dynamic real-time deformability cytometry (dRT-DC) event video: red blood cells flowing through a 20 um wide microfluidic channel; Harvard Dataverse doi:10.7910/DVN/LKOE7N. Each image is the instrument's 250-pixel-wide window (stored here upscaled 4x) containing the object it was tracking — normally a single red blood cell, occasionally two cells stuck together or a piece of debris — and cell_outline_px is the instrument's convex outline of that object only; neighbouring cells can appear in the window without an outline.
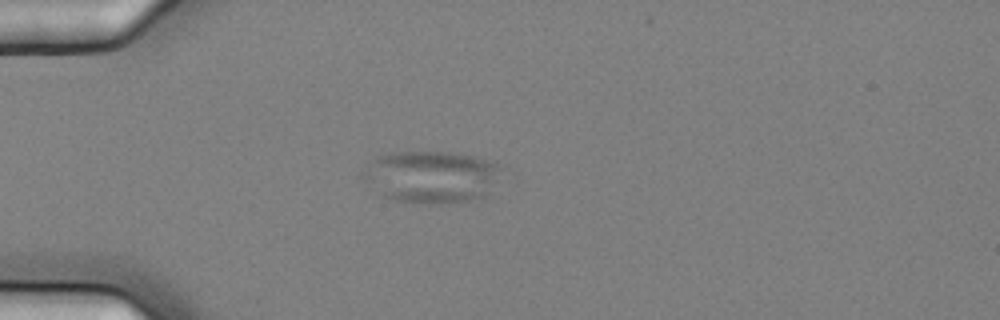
{"species": "common noctule bat (a hibernating species)", "species_latin": "Nyctalus noctula", "temperature_condition": "cold", "stored_images_in_passage": 7, "camera_frame_rate_fps": 3000, "um_per_image_px": 0.085, "animal": {"sex": "female", "body_mass_g": 25.1}, "frame": {"image": 1, "passage_image": 4, "time_ms": 1.0, "image_size_px": [1000, 320], "cell_outline_px": [[500, 168], [484, 196], [464, 200], [436, 204], [420, 204], [396, 200], [384, 196], [376, 168], [376, 156], [388, 152], [452, 152], [472, 156], [496, 164]], "centroid_in_image_um": [36.88, 15.01], "position_along_channel_um": 48.1, "area_um2": 38.38}}
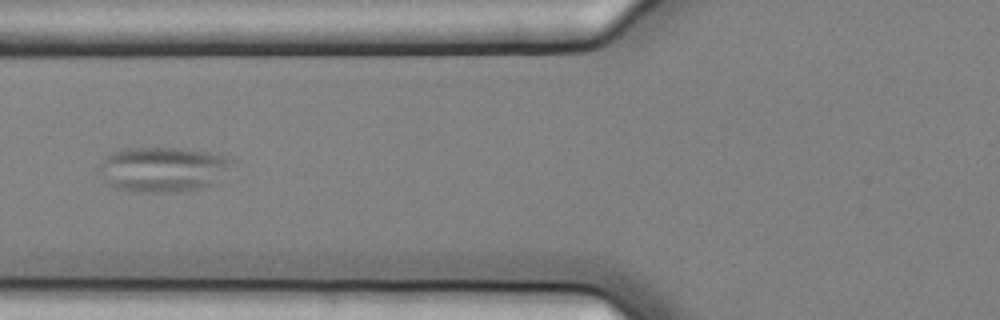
{"frame": {"image": 2, "passage_image": 6, "time_ms": 1.667, "image_size_px": [1000, 320], "cell_outline_px": [[236, 160], [212, 184], [196, 188], [176, 192], [132, 192], [116, 188], [104, 184], [96, 172], [96, 168], [104, 156], [112, 152], [128, 148], [188, 148], [228, 156]], "centroid_in_image_um": [13.73, 14.38], "position_along_channel_um": 112.1, "area_um2": 35.37}}
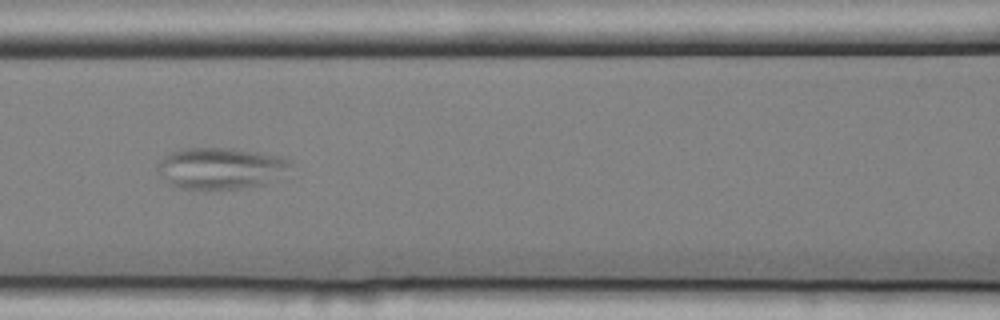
{"frame": {"image": 3, "passage_image": 7, "time_ms": 2.0, "image_size_px": [1000, 320], "cell_outline_px": [[292, 164], [264, 184], [240, 188], [204, 192], [180, 188], [168, 184], [156, 168], [156, 164], [164, 156], [180, 148], [232, 148], [288, 156]], "centroid_in_image_um": [18.68, 14.31], "position_along_channel_um": 147.9, "area_um2": 32.66}}